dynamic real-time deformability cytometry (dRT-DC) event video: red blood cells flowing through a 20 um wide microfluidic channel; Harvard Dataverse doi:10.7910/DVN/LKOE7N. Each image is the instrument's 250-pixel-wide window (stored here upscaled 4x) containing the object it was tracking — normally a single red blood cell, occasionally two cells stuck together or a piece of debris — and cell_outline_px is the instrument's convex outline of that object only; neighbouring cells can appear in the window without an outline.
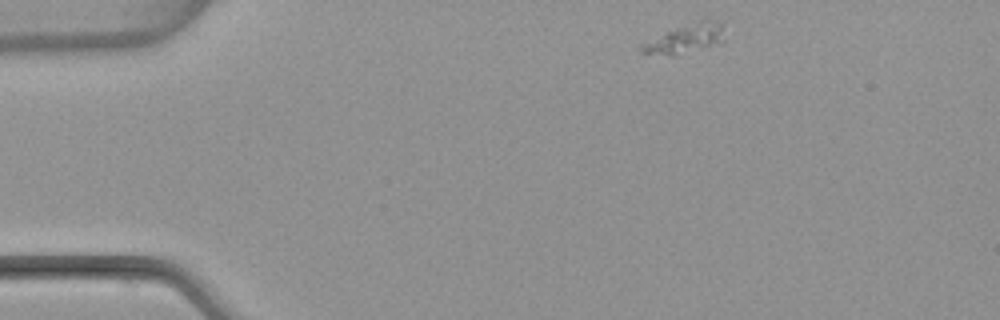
{"species": "common noctule bat (a hibernating species)", "species_latin": "Nyctalus noctula", "temperature_condition": "warm", "stored_images_in_passage": 45, "camera_frame_rate_fps": 3000, "um_per_image_px": 0.085, "animal": {"sex": "female", "body_mass_g": 22.7, "forearm_length_mm": 54.2}, "frame": {"image": 1, "passage_image": 1, "time_ms": 0.0, "image_size_px": [1000, 320], "cell_outline_px": [[724, 44], [672, 56], [668, 56], [640, 52], [640, 44], [668, 32], [700, 20], [708, 20], [720, 24], [724, 40]], "centroid_in_image_um": [58.28, 3.35], "position_along_channel_um": 26.7, "area_um2": 13.64}}
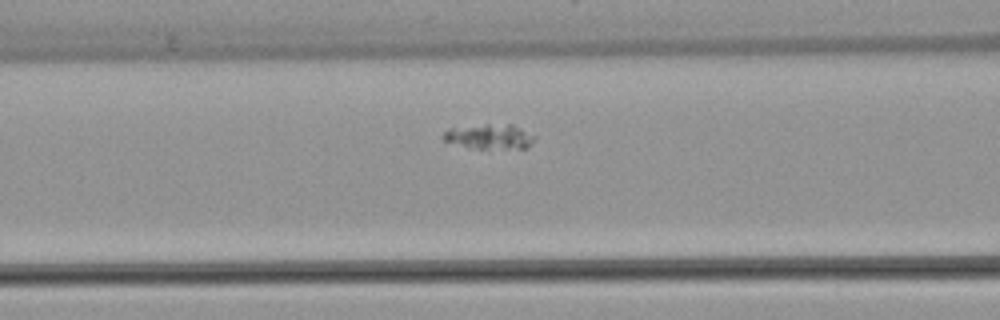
{"frame": {"image": 2, "passage_image": 14, "time_ms": 4.333, "image_size_px": [1000, 320], "cell_outline_px": [[536, 136], [532, 144], [528, 148], [468, 148], [444, 140], [440, 136], [448, 128], [484, 124], [512, 124]], "centroid_in_image_um": [41.6, 11.6], "position_along_channel_um": 125.0, "area_um2": 13.35}}
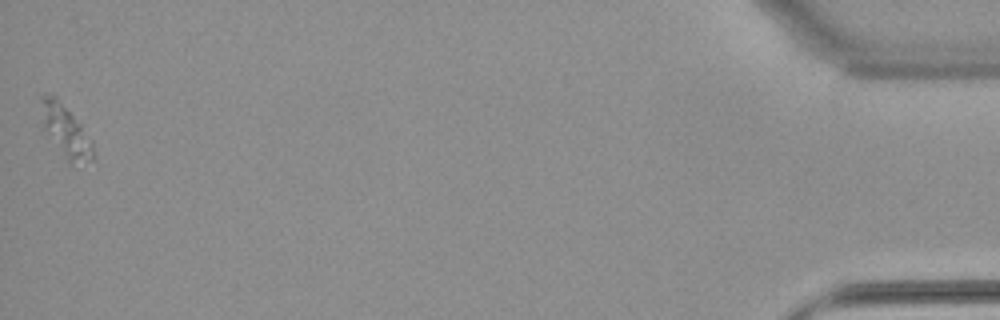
{"frame": {"image": 3, "passage_image": 45, "time_ms": 14.667, "image_size_px": [1000, 320], "cell_outline_px": [[92, 160], [72, 164], [68, 160], [44, 128], [40, 96], [48, 92], [52, 92], [56, 96], [80, 124], [92, 140]], "centroid_in_image_um": [5.57, 11.05], "position_along_channel_um": 429.6, "area_um2": 14.97}}